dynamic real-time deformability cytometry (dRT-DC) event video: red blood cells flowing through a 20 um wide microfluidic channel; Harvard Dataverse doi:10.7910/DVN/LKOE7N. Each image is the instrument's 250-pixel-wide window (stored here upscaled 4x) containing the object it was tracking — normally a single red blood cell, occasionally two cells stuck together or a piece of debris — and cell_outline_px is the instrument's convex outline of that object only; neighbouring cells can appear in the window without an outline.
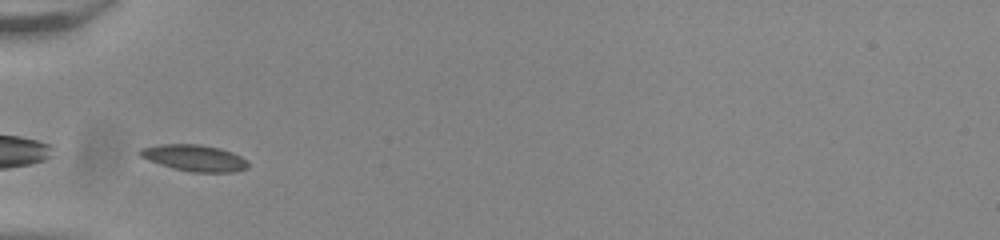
{"species": "common noctule bat (a hibernating species)", "species_latin": "Nyctalus noctula", "temperature_condition": "room temperature", "stored_images_in_passage": 25, "camera_frame_rate_fps": 3000, "um_per_image_px": 0.085, "animal": {"sex": "male", "body_mass_g": 20.0, "forearm_length_mm": 53.3}, "frame": {"image": 1, "passage_image": 1, "time_ms": 0.0, "image_size_px": [1000, 240], "cell_outline_px": [[248, 168], [232, 172], [192, 172], [172, 168], [148, 160], [140, 156], [136, 152], [140, 148], [160, 144], [200, 144], [220, 148], [232, 152], [240, 156], [248, 164]], "centroid_in_image_um": [16.48, 13.42], "position_along_channel_um": 68.5, "area_um2": 16.65}}
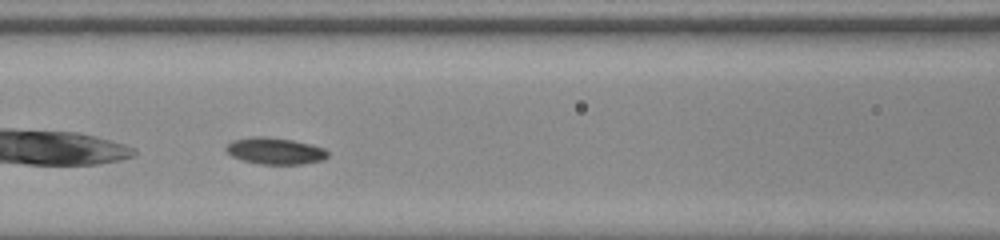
{"frame": {"image": 2, "passage_image": 7, "time_ms": 2.0, "image_size_px": [1000, 240], "cell_outline_px": [[328, 156], [320, 160], [304, 164], [260, 164], [244, 160], [232, 156], [224, 148], [232, 140], [252, 136], [264, 136], [292, 140], [324, 148], [328, 152]], "centroid_in_image_um": [23.35, 12.82], "position_along_channel_um": 143.2, "area_um2": 15.61}}
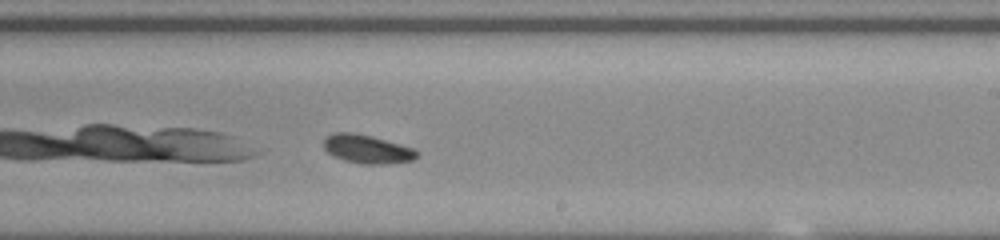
{"frame": {"image": 3, "passage_image": 16, "time_ms": 5.0, "image_size_px": [1000, 240], "cell_outline_px": [[420, 156], [412, 160], [380, 164], [360, 164], [344, 160], [328, 152], [324, 148], [324, 140], [328, 136], [336, 132], [352, 132], [372, 136], [412, 148], [420, 152]], "centroid_in_image_um": [31.23, 12.67], "position_along_channel_um": 257.8, "area_um2": 15.32}, "authors_computed_cell_mechanics": {"area_um2": 15.606, "velocity_mm_per_s": 3.8238, "shape_relaxation_time_tau1_ms": 2.5733, "shape_relaxation_time_tau2_ms": 7.12, "deformation_change_tau1": 0.0801, "deformation_change_tau2": 0.1085}}